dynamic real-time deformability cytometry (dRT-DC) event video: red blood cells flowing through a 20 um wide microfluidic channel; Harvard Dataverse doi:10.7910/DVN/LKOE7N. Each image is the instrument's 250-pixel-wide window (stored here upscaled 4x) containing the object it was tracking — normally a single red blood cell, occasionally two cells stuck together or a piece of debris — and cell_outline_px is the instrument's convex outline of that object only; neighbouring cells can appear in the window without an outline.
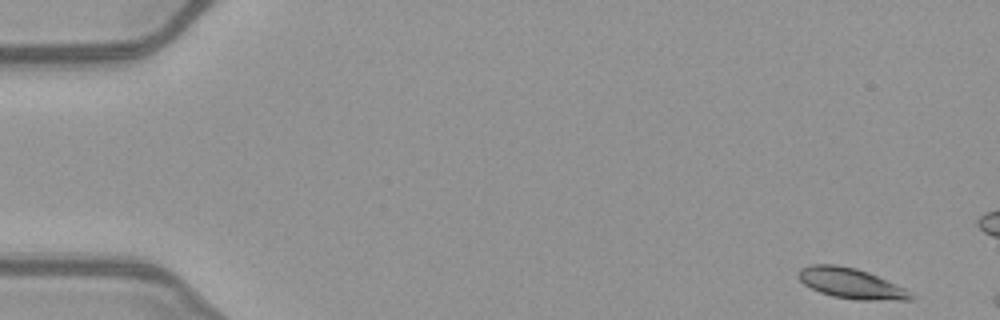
{"species": "common noctule bat (a hibernating species)", "species_latin": "Nyctalus noctula", "temperature_condition": "warm", "stored_images_in_passage": 51, "camera_frame_rate_fps": 3000, "um_per_image_px": 0.085, "animal": {"sex": "female", "body_mass_g": 21.9}, "frame": {"image": 1, "passage_image": 1, "time_ms": 0.0, "image_size_px": [1000, 320], "cell_outline_px": [[916, 296], [912, 300], [856, 300], [832, 296], [820, 292], [804, 284], [800, 280], [796, 272], [800, 268], [812, 264], [836, 264], [856, 268], [868, 272], [904, 288]], "centroid_in_image_um": [72.32, 24.08], "position_along_channel_um": 12.7, "area_um2": 19.94}}
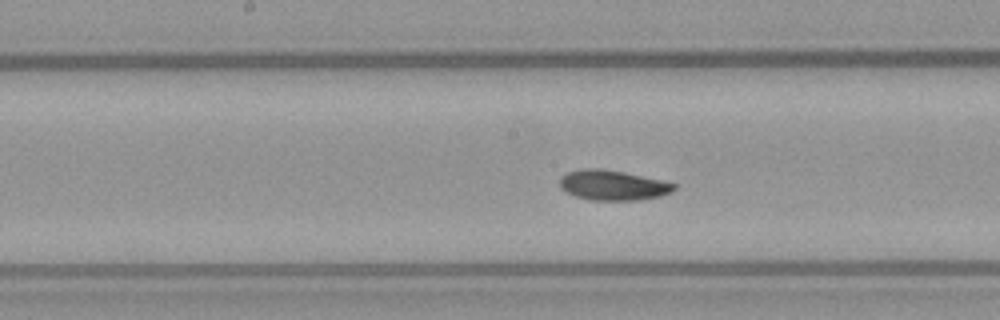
{"frame": {"image": 2, "passage_image": 25, "time_ms": 8.0, "image_size_px": [1000, 320], "cell_outline_px": [[676, 188], [672, 192], [660, 196], [640, 200], [588, 200], [576, 196], [560, 188], [560, 176], [568, 172], [580, 168], [600, 168], [624, 172], [660, 180], [676, 184]], "centroid_in_image_um": [52.07, 15.74], "position_along_channel_um": 196.1, "area_um2": 20.06}}
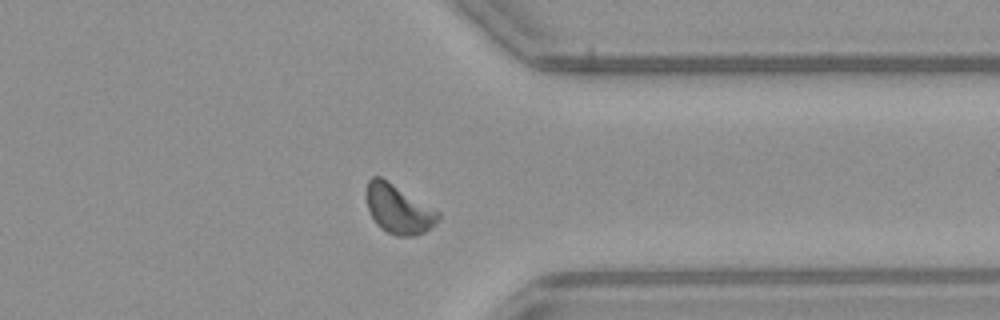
{"frame": {"image": 3, "passage_image": 39, "time_ms": 12.667, "image_size_px": [1000, 320], "cell_outline_px": [[440, 220], [436, 224], [424, 232], [416, 236], [396, 236], [380, 228], [376, 224], [368, 208], [364, 196], [364, 192], [368, 180], [372, 176], [380, 176], [440, 212]], "centroid_in_image_um": [33.84, 17.77], "position_along_channel_um": 377.6, "area_um2": 20.69}, "authors_computed_cell_mechanics": {"area_um2": 19.8254, "velocity_mm_per_s": 3.9994, "shape_relaxation_time_tau1_ms": 3.1804, "shape_relaxation_time_tau2_ms": null, "deformation_change_tau1": 0.1067, "deformation_change_tau2": null}}